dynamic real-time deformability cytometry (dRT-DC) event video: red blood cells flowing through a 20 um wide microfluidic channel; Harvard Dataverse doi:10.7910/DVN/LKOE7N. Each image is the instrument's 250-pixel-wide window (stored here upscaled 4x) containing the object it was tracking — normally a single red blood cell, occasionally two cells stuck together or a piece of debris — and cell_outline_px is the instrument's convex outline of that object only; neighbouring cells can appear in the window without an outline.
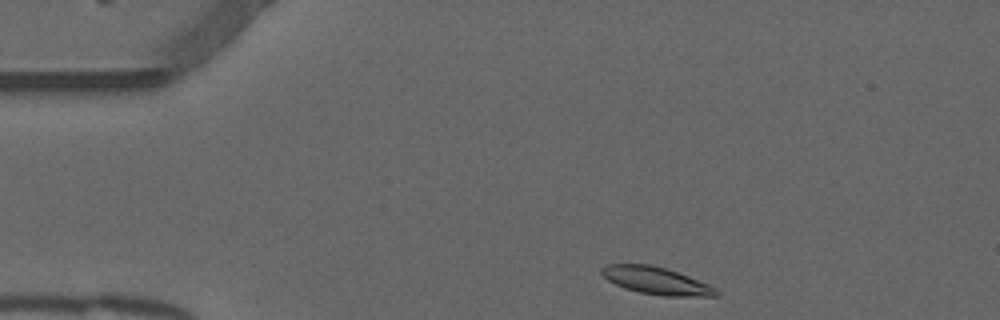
{"species": "common noctule bat (a hibernating species)", "species_latin": "Nyctalus noctula", "temperature_condition": "warm", "stored_images_in_passage": 45, "camera_frame_rate_fps": 3000, "um_per_image_px": 0.085, "animal": {"sex": "male", "forearm_length_mm": 52.5}, "frame": {"image": 1, "passage_image": 1, "time_ms": 0.0, "image_size_px": [1000, 320], "cell_outline_px": [[720, 296], [664, 296], [640, 292], [624, 288], [608, 280], [600, 272], [600, 268], [608, 264], [648, 264], [664, 268], [688, 276], [708, 284], [716, 288], [720, 292]], "centroid_in_image_um": [55.79, 23.86], "position_along_channel_um": 29.2, "area_um2": 18.09}}
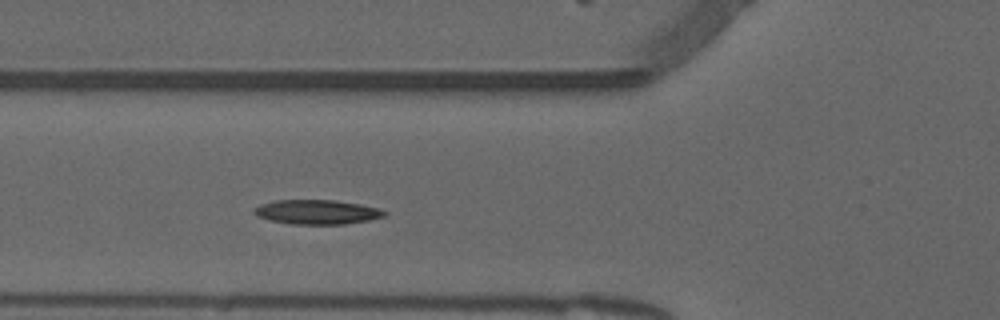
{"frame": {"image": 2, "passage_image": 11, "time_ms": 3.333, "image_size_px": [1000, 320], "cell_outline_px": [[388, 212], [384, 216], [368, 220], [344, 224], [292, 224], [268, 220], [256, 216], [252, 212], [260, 204], [276, 200], [332, 200], [360, 204], [380, 208]], "centroid_in_image_um": [26.93, 18.02], "position_along_channel_um": 98.9, "area_um2": 18.55}}
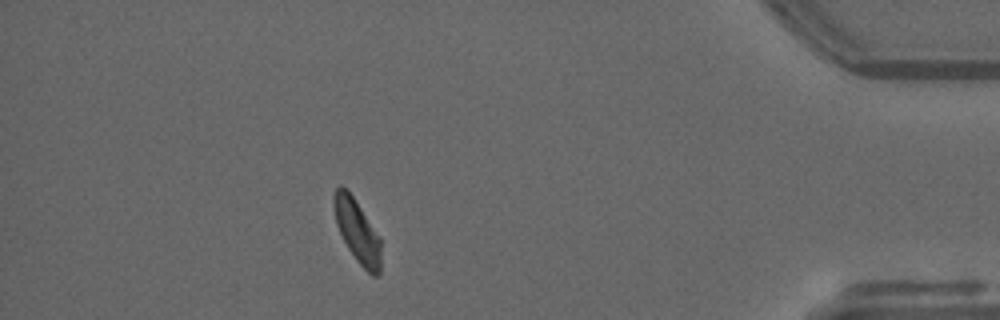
{"frame": {"image": 3, "passage_image": 39, "time_ms": 12.667, "image_size_px": [1000, 320], "cell_outline_px": [[380, 276], [372, 276], [356, 260], [348, 248], [336, 224], [332, 200], [332, 196], [336, 188], [340, 184], [352, 196], [360, 208], [380, 240]], "centroid_in_image_um": [30.33, 19.66], "position_along_channel_um": 404.9, "area_um2": 16.76}, "authors_computed_cell_mechanics": {"area_um2": 18.1492, "velocity_mm_per_s": 3.8119, "shape_relaxation_time_tau1_ms": 7.8995, "shape_relaxation_time_tau2_ms": 3.4722, "deformation_change_tau1": 0.1891, "deformation_change_tau2": 0.1018}}